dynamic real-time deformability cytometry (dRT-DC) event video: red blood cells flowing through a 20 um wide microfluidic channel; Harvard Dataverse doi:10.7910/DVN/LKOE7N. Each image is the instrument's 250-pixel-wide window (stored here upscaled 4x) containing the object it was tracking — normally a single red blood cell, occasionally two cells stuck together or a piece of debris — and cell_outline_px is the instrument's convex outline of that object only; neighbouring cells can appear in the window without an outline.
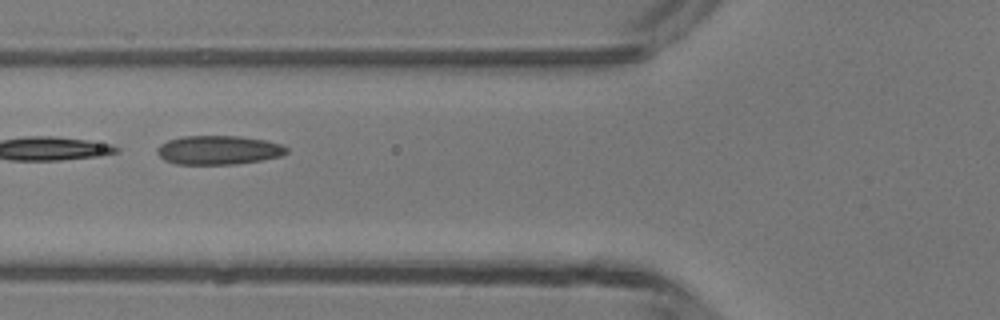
{"species": "common noctule bat (a hibernating species)", "species_latin": "Nyctalus noctula", "temperature_condition": "room temperature", "stored_images_in_passage": 6, "camera_frame_rate_fps": 3000, "um_per_image_px": 0.085, "animal": {"sex": "male", "body_mass_g": 13.3}, "frame": {"image": 1, "passage_image": 6, "time_ms": 6.667, "image_size_px": [1000, 320], "cell_outline_px": [[288, 152], [284, 156], [236, 164], [176, 164], [164, 160], [156, 152], [156, 148], [160, 144], [168, 140], [184, 136], [240, 136], [264, 140], [280, 144], [288, 148]], "centroid_in_image_um": [18.57, 12.76], "position_along_channel_um": 107.2, "area_um2": 21.91}}